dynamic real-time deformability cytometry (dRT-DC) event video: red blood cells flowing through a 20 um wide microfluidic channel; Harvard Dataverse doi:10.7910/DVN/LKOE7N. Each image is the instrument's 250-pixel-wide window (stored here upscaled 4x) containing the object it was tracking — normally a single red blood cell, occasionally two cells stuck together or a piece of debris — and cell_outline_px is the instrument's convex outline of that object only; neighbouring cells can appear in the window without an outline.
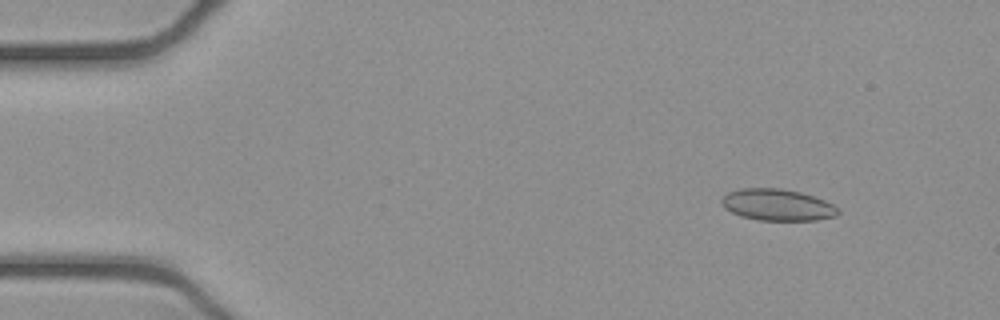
{"species": "common noctule bat (a hibernating species)", "species_latin": "Nyctalus noctula", "temperature_condition": "cold", "stored_images_in_passage": 52, "camera_frame_rate_fps": 3000, "um_per_image_px": 0.085, "animal": {"sex": "female", "body_mass_g": 21.9}, "frame": {"image": 1, "passage_image": 6, "time_ms": 1.667, "image_size_px": [1000, 320], "cell_outline_px": [[840, 212], [836, 216], [816, 220], [760, 220], [740, 216], [724, 208], [720, 200], [728, 192], [740, 188], [780, 188], [800, 192], [824, 200], [840, 208]], "centroid_in_image_um": [66.08, 17.41], "position_along_channel_um": 18.9, "area_um2": 21.44}}
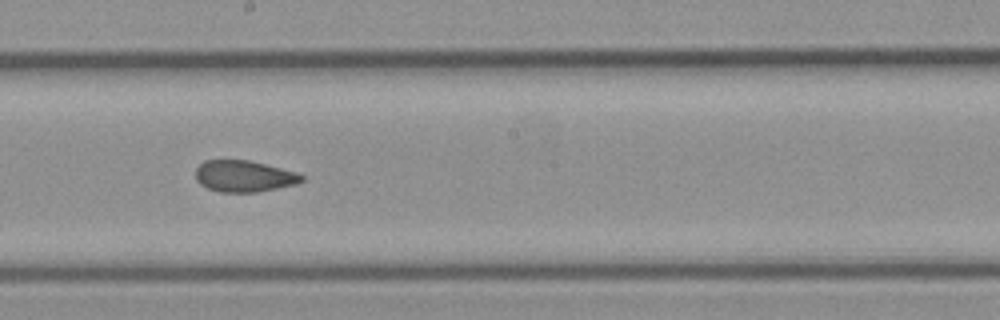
{"frame": {"image": 2, "passage_image": 29, "time_ms": 9.333, "image_size_px": [1000, 320], "cell_outline_px": [[304, 180], [296, 184], [256, 192], [220, 192], [208, 188], [200, 184], [196, 180], [196, 168], [204, 160], [248, 160], [296, 172], [304, 176]], "centroid_in_image_um": [20.72, 14.97], "position_along_channel_um": 227.5, "area_um2": 19.31}}
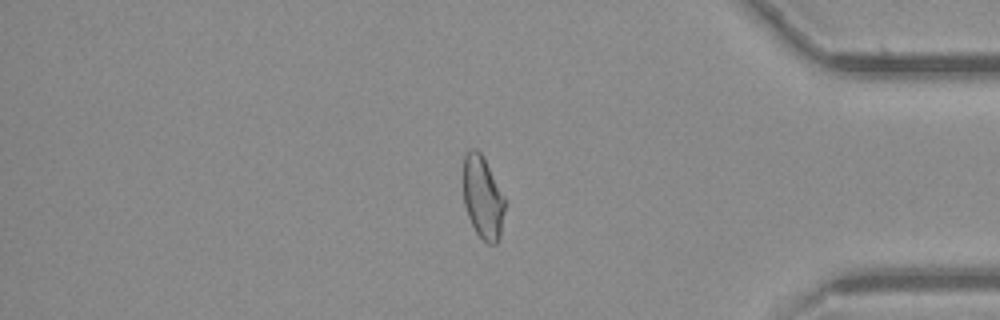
{"frame": {"image": 3, "passage_image": 44, "time_ms": 14.333, "image_size_px": [1000, 320], "cell_outline_px": [[504, 212], [500, 236], [496, 244], [488, 244], [476, 232], [468, 216], [464, 204], [464, 156], [468, 148], [476, 148], [480, 152], [504, 196]], "centroid_in_image_um": [41.02, 16.78], "position_along_channel_um": 394.2, "area_um2": 19.71}, "authors_computed_cell_mechanics": {"area_um2": 20.7791, "velocity_mm_per_s": 3.9052, "shape_relaxation_time_tau1_ms": null, "shape_relaxation_time_tau2_ms": 1.5827, "deformation_change_tau1": null, "deformation_change_tau2": 0.0728}}